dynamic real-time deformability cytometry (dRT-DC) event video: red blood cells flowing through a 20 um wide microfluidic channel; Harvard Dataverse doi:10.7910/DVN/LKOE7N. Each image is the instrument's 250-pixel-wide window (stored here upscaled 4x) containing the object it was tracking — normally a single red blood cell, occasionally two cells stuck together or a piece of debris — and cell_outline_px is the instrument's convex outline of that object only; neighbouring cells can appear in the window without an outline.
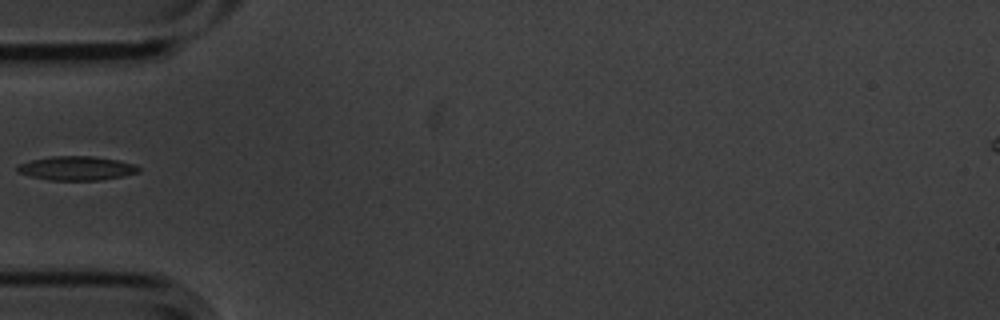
{"species": "common noctule bat (a hibernating species)", "species_latin": "Nyctalus noctula", "temperature_condition": "cold", "stored_images_in_passage": 7, "camera_frame_rate_fps": 3000, "um_per_image_px": 0.085, "animal": {"sex": "male", "body_mass_g": 20.1, "forearm_length_mm": 53.5}, "frame": {"image": 1, "passage_image": 6, "time_ms": 1.667, "image_size_px": [1000, 320], "cell_outline_px": [[140, 172], [124, 176], [100, 180], [48, 180], [28, 176], [16, 172], [16, 164], [48, 156], [96, 156], [120, 160], [136, 164], [140, 168]], "centroid_in_image_um": [6.5, 14.29], "position_along_channel_um": 78.5, "area_um2": 17.4}}
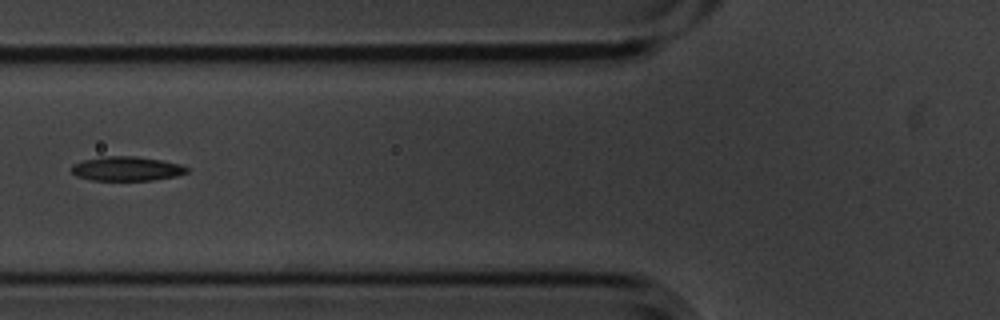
{"frame": {"image": 2, "passage_image": 7, "time_ms": 2.0, "image_size_px": [1000, 320], "cell_outline_px": [[188, 172], [176, 176], [152, 180], [92, 180], [76, 176], [72, 172], [72, 164], [84, 160], [100, 156], [136, 156], [160, 160], [180, 164], [188, 168]], "centroid_in_image_um": [10.75, 14.33], "position_along_channel_um": 115.0, "area_um2": 16.3}}